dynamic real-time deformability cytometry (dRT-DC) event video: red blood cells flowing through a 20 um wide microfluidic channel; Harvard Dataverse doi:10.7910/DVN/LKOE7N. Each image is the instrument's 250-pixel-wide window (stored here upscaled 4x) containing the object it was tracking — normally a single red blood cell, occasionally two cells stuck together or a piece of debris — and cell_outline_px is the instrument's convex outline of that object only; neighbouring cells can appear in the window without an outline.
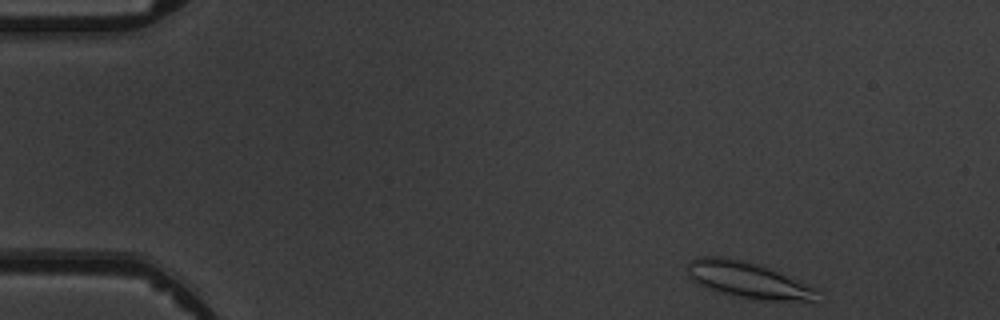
{"species": "common noctule bat (a hibernating species)", "species_latin": "Nyctalus noctula", "temperature_condition": "warm", "stored_images_in_passage": 7, "camera_frame_rate_fps": 3000, "um_per_image_px": 0.085, "animal": {"sex": "male", "body_mass_g": 19.5, "forearm_length_mm": 54.6}, "frame": {"image": 1, "passage_image": 1, "time_ms": 0.0, "image_size_px": [1000, 320], "cell_outline_px": [[820, 292], [812, 300], [768, 300], [740, 296], [708, 288], [700, 284], [688, 276], [688, 264], [692, 260], [700, 256], [720, 256], [740, 260], [756, 264], [768, 268], [820, 288]], "centroid_in_image_um": [63.61, 23.78], "position_along_channel_um": 21.4, "area_um2": 26.53}}
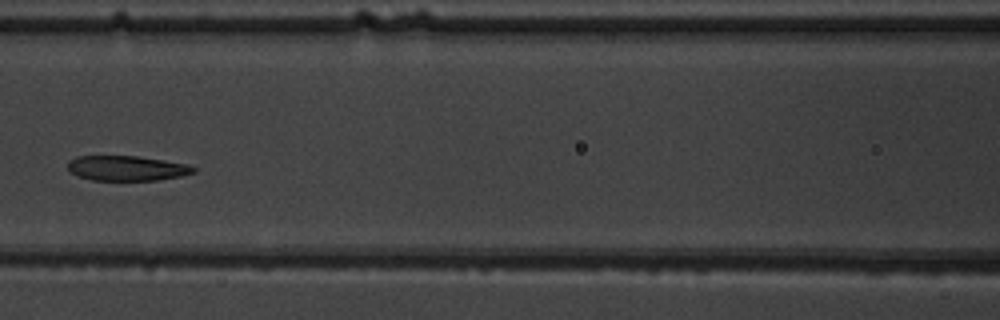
{"frame": {"image": 2, "passage_image": 6, "time_ms": 6.0, "image_size_px": [1000, 320], "cell_outline_px": [[196, 172], [180, 176], [156, 180], [92, 180], [76, 176], [68, 172], [68, 160], [76, 156], [136, 156], [164, 160], [188, 164], [196, 168]], "centroid_in_image_um": [10.74, 14.3], "position_along_channel_um": 155.9, "area_um2": 18.44}}
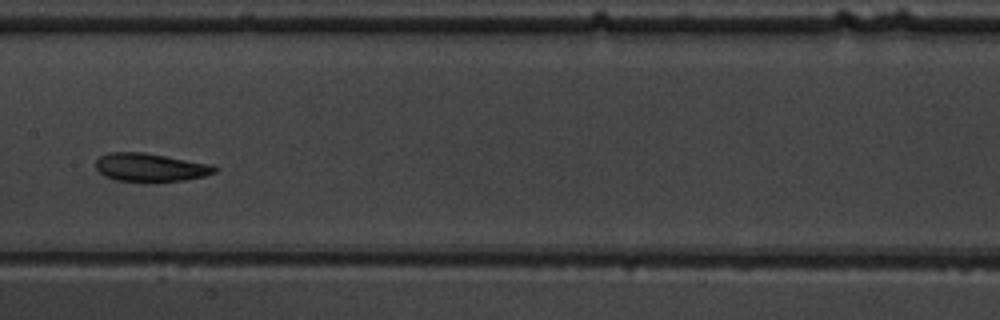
{"frame": {"image": 3, "passage_image": 7, "time_ms": 7.0, "image_size_px": [1000, 320], "cell_outline_px": [[220, 168], [216, 172], [204, 176], [184, 180], [116, 180], [104, 176], [96, 168], [96, 160], [100, 156], [108, 152], [144, 152], [212, 164]], "centroid_in_image_um": [12.8, 14.2], "position_along_channel_um": 194.6, "area_um2": 19.31}}